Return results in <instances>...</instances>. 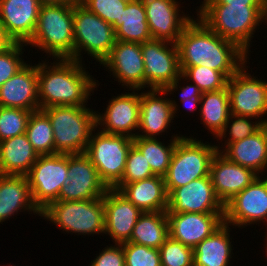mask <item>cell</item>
<instances>
[{
  "instance_id": "6da1fadb",
  "label": "cell",
  "mask_w": 267,
  "mask_h": 266,
  "mask_svg": "<svg viewBox=\"0 0 267 266\" xmlns=\"http://www.w3.org/2000/svg\"><path fill=\"white\" fill-rule=\"evenodd\" d=\"M176 45L180 67H208L227 79L250 60L235 42L220 37L198 17L184 27Z\"/></svg>"
},
{
  "instance_id": "7a4b0ae2",
  "label": "cell",
  "mask_w": 267,
  "mask_h": 266,
  "mask_svg": "<svg viewBox=\"0 0 267 266\" xmlns=\"http://www.w3.org/2000/svg\"><path fill=\"white\" fill-rule=\"evenodd\" d=\"M52 60L50 63L48 59L38 61L40 109L64 105L89 106L88 100L100 83L89 73L85 63L74 59Z\"/></svg>"
},
{
  "instance_id": "3957f363",
  "label": "cell",
  "mask_w": 267,
  "mask_h": 266,
  "mask_svg": "<svg viewBox=\"0 0 267 266\" xmlns=\"http://www.w3.org/2000/svg\"><path fill=\"white\" fill-rule=\"evenodd\" d=\"M197 7L195 14L210 30L224 39L235 42L251 56L253 38L263 23V5L200 3V7Z\"/></svg>"
},
{
  "instance_id": "277c9868",
  "label": "cell",
  "mask_w": 267,
  "mask_h": 266,
  "mask_svg": "<svg viewBox=\"0 0 267 266\" xmlns=\"http://www.w3.org/2000/svg\"><path fill=\"white\" fill-rule=\"evenodd\" d=\"M47 59H74L73 4L41 5L35 32L26 43Z\"/></svg>"
},
{
  "instance_id": "5b68a950",
  "label": "cell",
  "mask_w": 267,
  "mask_h": 266,
  "mask_svg": "<svg viewBox=\"0 0 267 266\" xmlns=\"http://www.w3.org/2000/svg\"><path fill=\"white\" fill-rule=\"evenodd\" d=\"M54 133L55 154L84 153L96 129V110L87 106H53L42 109Z\"/></svg>"
},
{
  "instance_id": "8992f818",
  "label": "cell",
  "mask_w": 267,
  "mask_h": 266,
  "mask_svg": "<svg viewBox=\"0 0 267 266\" xmlns=\"http://www.w3.org/2000/svg\"><path fill=\"white\" fill-rule=\"evenodd\" d=\"M41 219L54 224L63 233L77 236L104 235L103 197L81 201H55L41 211ZM65 231V232H64ZM72 232V233H71Z\"/></svg>"
},
{
  "instance_id": "52a82bcc",
  "label": "cell",
  "mask_w": 267,
  "mask_h": 266,
  "mask_svg": "<svg viewBox=\"0 0 267 266\" xmlns=\"http://www.w3.org/2000/svg\"><path fill=\"white\" fill-rule=\"evenodd\" d=\"M185 135V136H184ZM176 143L167 174L165 188L169 194L174 188L209 176L212 158L217 152L214 143L184 134Z\"/></svg>"
},
{
  "instance_id": "ba28073f",
  "label": "cell",
  "mask_w": 267,
  "mask_h": 266,
  "mask_svg": "<svg viewBox=\"0 0 267 266\" xmlns=\"http://www.w3.org/2000/svg\"><path fill=\"white\" fill-rule=\"evenodd\" d=\"M74 60L83 63L88 54L99 64L110 54L116 42L115 30L79 1L73 4ZM85 53H84V52Z\"/></svg>"
},
{
  "instance_id": "9c48e42d",
  "label": "cell",
  "mask_w": 267,
  "mask_h": 266,
  "mask_svg": "<svg viewBox=\"0 0 267 266\" xmlns=\"http://www.w3.org/2000/svg\"><path fill=\"white\" fill-rule=\"evenodd\" d=\"M132 145L133 139L126 135L107 134L98 129L92 132L85 153L108 188L121 180Z\"/></svg>"
},
{
  "instance_id": "30bf717a",
  "label": "cell",
  "mask_w": 267,
  "mask_h": 266,
  "mask_svg": "<svg viewBox=\"0 0 267 266\" xmlns=\"http://www.w3.org/2000/svg\"><path fill=\"white\" fill-rule=\"evenodd\" d=\"M249 60L227 81L230 113L267 124V82L251 75ZM248 64V65H247ZM266 117V118H265Z\"/></svg>"
},
{
  "instance_id": "8fae6325",
  "label": "cell",
  "mask_w": 267,
  "mask_h": 266,
  "mask_svg": "<svg viewBox=\"0 0 267 266\" xmlns=\"http://www.w3.org/2000/svg\"><path fill=\"white\" fill-rule=\"evenodd\" d=\"M68 154L40 155L26 174L31 198L41 212L58 201L62 186L68 182Z\"/></svg>"
},
{
  "instance_id": "7c38bea8",
  "label": "cell",
  "mask_w": 267,
  "mask_h": 266,
  "mask_svg": "<svg viewBox=\"0 0 267 266\" xmlns=\"http://www.w3.org/2000/svg\"><path fill=\"white\" fill-rule=\"evenodd\" d=\"M267 224V175H259L224 205V223L234 229Z\"/></svg>"
},
{
  "instance_id": "4fadbf2b",
  "label": "cell",
  "mask_w": 267,
  "mask_h": 266,
  "mask_svg": "<svg viewBox=\"0 0 267 266\" xmlns=\"http://www.w3.org/2000/svg\"><path fill=\"white\" fill-rule=\"evenodd\" d=\"M126 91L128 92L111 96L107 101V107L104 108L105 111H95L96 129L103 133L126 135L133 139L137 136L140 122L141 90L127 89Z\"/></svg>"
},
{
  "instance_id": "5bb4252c",
  "label": "cell",
  "mask_w": 267,
  "mask_h": 266,
  "mask_svg": "<svg viewBox=\"0 0 267 266\" xmlns=\"http://www.w3.org/2000/svg\"><path fill=\"white\" fill-rule=\"evenodd\" d=\"M141 51L146 90L164 89L182 74L175 43L152 39L141 43Z\"/></svg>"
},
{
  "instance_id": "9a60e30c",
  "label": "cell",
  "mask_w": 267,
  "mask_h": 266,
  "mask_svg": "<svg viewBox=\"0 0 267 266\" xmlns=\"http://www.w3.org/2000/svg\"><path fill=\"white\" fill-rule=\"evenodd\" d=\"M67 176L68 182L62 186L58 201L93 200L103 197L109 189L85 152L68 154Z\"/></svg>"
},
{
  "instance_id": "2e32d148",
  "label": "cell",
  "mask_w": 267,
  "mask_h": 266,
  "mask_svg": "<svg viewBox=\"0 0 267 266\" xmlns=\"http://www.w3.org/2000/svg\"><path fill=\"white\" fill-rule=\"evenodd\" d=\"M101 65L112 75L108 76L113 77L124 90L129 88L145 91V67L141 43L116 40L110 54L99 66Z\"/></svg>"
},
{
  "instance_id": "e0dca14e",
  "label": "cell",
  "mask_w": 267,
  "mask_h": 266,
  "mask_svg": "<svg viewBox=\"0 0 267 266\" xmlns=\"http://www.w3.org/2000/svg\"><path fill=\"white\" fill-rule=\"evenodd\" d=\"M166 213L224 214V205L217 198L210 176L174 188L168 194Z\"/></svg>"
},
{
  "instance_id": "ac0fdd59",
  "label": "cell",
  "mask_w": 267,
  "mask_h": 266,
  "mask_svg": "<svg viewBox=\"0 0 267 266\" xmlns=\"http://www.w3.org/2000/svg\"><path fill=\"white\" fill-rule=\"evenodd\" d=\"M149 30L154 40L177 43L184 27L193 17L181 11L180 0H142Z\"/></svg>"
},
{
  "instance_id": "d6986e66",
  "label": "cell",
  "mask_w": 267,
  "mask_h": 266,
  "mask_svg": "<svg viewBox=\"0 0 267 266\" xmlns=\"http://www.w3.org/2000/svg\"><path fill=\"white\" fill-rule=\"evenodd\" d=\"M174 119V109L163 89L141 90L140 122L136 137L155 138L170 133ZM140 132V133H139Z\"/></svg>"
},
{
  "instance_id": "ffe728a7",
  "label": "cell",
  "mask_w": 267,
  "mask_h": 266,
  "mask_svg": "<svg viewBox=\"0 0 267 266\" xmlns=\"http://www.w3.org/2000/svg\"><path fill=\"white\" fill-rule=\"evenodd\" d=\"M105 231L113 244H123L130 240L133 228L143 214L118 190L109 188L103 196Z\"/></svg>"
},
{
  "instance_id": "44dd1931",
  "label": "cell",
  "mask_w": 267,
  "mask_h": 266,
  "mask_svg": "<svg viewBox=\"0 0 267 266\" xmlns=\"http://www.w3.org/2000/svg\"><path fill=\"white\" fill-rule=\"evenodd\" d=\"M169 236L194 249L224 224V214L166 213Z\"/></svg>"
},
{
  "instance_id": "7402d4cb",
  "label": "cell",
  "mask_w": 267,
  "mask_h": 266,
  "mask_svg": "<svg viewBox=\"0 0 267 266\" xmlns=\"http://www.w3.org/2000/svg\"><path fill=\"white\" fill-rule=\"evenodd\" d=\"M40 8L38 0H0V25L13 42L26 44L35 32Z\"/></svg>"
},
{
  "instance_id": "603a6c76",
  "label": "cell",
  "mask_w": 267,
  "mask_h": 266,
  "mask_svg": "<svg viewBox=\"0 0 267 266\" xmlns=\"http://www.w3.org/2000/svg\"><path fill=\"white\" fill-rule=\"evenodd\" d=\"M209 176L217 198L225 205L259 175L216 152L211 161Z\"/></svg>"
},
{
  "instance_id": "cb8c5ba5",
  "label": "cell",
  "mask_w": 267,
  "mask_h": 266,
  "mask_svg": "<svg viewBox=\"0 0 267 266\" xmlns=\"http://www.w3.org/2000/svg\"><path fill=\"white\" fill-rule=\"evenodd\" d=\"M27 63L0 87V106L27 111L40 110L38 63Z\"/></svg>"
},
{
  "instance_id": "d4e9b609",
  "label": "cell",
  "mask_w": 267,
  "mask_h": 266,
  "mask_svg": "<svg viewBox=\"0 0 267 266\" xmlns=\"http://www.w3.org/2000/svg\"><path fill=\"white\" fill-rule=\"evenodd\" d=\"M22 211L41 216L32 201L27 176L0 175V224Z\"/></svg>"
},
{
  "instance_id": "484cf974",
  "label": "cell",
  "mask_w": 267,
  "mask_h": 266,
  "mask_svg": "<svg viewBox=\"0 0 267 266\" xmlns=\"http://www.w3.org/2000/svg\"><path fill=\"white\" fill-rule=\"evenodd\" d=\"M220 153L228 160L252 169L258 175L267 174V124L253 135L227 144Z\"/></svg>"
},
{
  "instance_id": "4316f807",
  "label": "cell",
  "mask_w": 267,
  "mask_h": 266,
  "mask_svg": "<svg viewBox=\"0 0 267 266\" xmlns=\"http://www.w3.org/2000/svg\"><path fill=\"white\" fill-rule=\"evenodd\" d=\"M119 192L143 213L167 211L168 194L162 176L155 175L148 179L127 183Z\"/></svg>"
},
{
  "instance_id": "83f0119b",
  "label": "cell",
  "mask_w": 267,
  "mask_h": 266,
  "mask_svg": "<svg viewBox=\"0 0 267 266\" xmlns=\"http://www.w3.org/2000/svg\"><path fill=\"white\" fill-rule=\"evenodd\" d=\"M231 227L224 223L193 249V266H232L234 247Z\"/></svg>"
},
{
  "instance_id": "f1b7e54d",
  "label": "cell",
  "mask_w": 267,
  "mask_h": 266,
  "mask_svg": "<svg viewBox=\"0 0 267 266\" xmlns=\"http://www.w3.org/2000/svg\"><path fill=\"white\" fill-rule=\"evenodd\" d=\"M39 155L26 134L0 142V175H26Z\"/></svg>"
},
{
  "instance_id": "f546056e",
  "label": "cell",
  "mask_w": 267,
  "mask_h": 266,
  "mask_svg": "<svg viewBox=\"0 0 267 266\" xmlns=\"http://www.w3.org/2000/svg\"><path fill=\"white\" fill-rule=\"evenodd\" d=\"M199 107L200 124H203L214 139L224 129L230 115L229 93L227 86L218 91L204 92Z\"/></svg>"
},
{
  "instance_id": "4dcf8cb0",
  "label": "cell",
  "mask_w": 267,
  "mask_h": 266,
  "mask_svg": "<svg viewBox=\"0 0 267 266\" xmlns=\"http://www.w3.org/2000/svg\"><path fill=\"white\" fill-rule=\"evenodd\" d=\"M122 24L115 30L121 42L144 43L152 40L142 0H130L121 15Z\"/></svg>"
},
{
  "instance_id": "1f68e13d",
  "label": "cell",
  "mask_w": 267,
  "mask_h": 266,
  "mask_svg": "<svg viewBox=\"0 0 267 266\" xmlns=\"http://www.w3.org/2000/svg\"><path fill=\"white\" fill-rule=\"evenodd\" d=\"M168 237L169 224L166 212H146L137 220L128 242L159 249Z\"/></svg>"
},
{
  "instance_id": "d6a6232c",
  "label": "cell",
  "mask_w": 267,
  "mask_h": 266,
  "mask_svg": "<svg viewBox=\"0 0 267 266\" xmlns=\"http://www.w3.org/2000/svg\"><path fill=\"white\" fill-rule=\"evenodd\" d=\"M182 136L177 133L173 134L167 142L160 138L135 137L133 138V145L144 155L145 160L150 164L152 172L155 175L164 177L168 172L176 143Z\"/></svg>"
},
{
  "instance_id": "836d02e7",
  "label": "cell",
  "mask_w": 267,
  "mask_h": 266,
  "mask_svg": "<svg viewBox=\"0 0 267 266\" xmlns=\"http://www.w3.org/2000/svg\"><path fill=\"white\" fill-rule=\"evenodd\" d=\"M25 134L39 156L55 154L53 128L43 110L31 112Z\"/></svg>"
},
{
  "instance_id": "e575fe53",
  "label": "cell",
  "mask_w": 267,
  "mask_h": 266,
  "mask_svg": "<svg viewBox=\"0 0 267 266\" xmlns=\"http://www.w3.org/2000/svg\"><path fill=\"white\" fill-rule=\"evenodd\" d=\"M262 126L263 124L255 118L230 113L228 121L225 123L224 129L216 138L218 143H215L217 152H220L221 148L223 149L227 144L240 141L244 138H247L248 136L253 135Z\"/></svg>"
},
{
  "instance_id": "d590c367",
  "label": "cell",
  "mask_w": 267,
  "mask_h": 266,
  "mask_svg": "<svg viewBox=\"0 0 267 266\" xmlns=\"http://www.w3.org/2000/svg\"><path fill=\"white\" fill-rule=\"evenodd\" d=\"M181 81L183 83V86H182ZM179 84H181V85H179ZM185 84H186V86H185ZM163 90L167 93L168 96L174 95V92L176 93V91L180 90L178 92L180 94L179 95L180 99H179V101H177V102H181V103H179L180 105H178V103L173 98L170 99V102H171L173 109H174V118L175 117L179 118L178 117L179 116L178 113L180 112L179 109L183 106H184L183 108L190 111V113L192 112L194 114L195 112H197V109H198L197 113H199V106L200 105H198V104H200L202 92L199 90L198 86L195 83L189 81L183 74H181L173 83L167 85ZM181 104H182V106H181ZM196 107H197V109H196ZM177 110H179V111H177Z\"/></svg>"
},
{
  "instance_id": "8d00e7d4",
  "label": "cell",
  "mask_w": 267,
  "mask_h": 266,
  "mask_svg": "<svg viewBox=\"0 0 267 266\" xmlns=\"http://www.w3.org/2000/svg\"><path fill=\"white\" fill-rule=\"evenodd\" d=\"M182 74L204 92L218 91L227 86L228 79L219 71L204 66L180 67Z\"/></svg>"
},
{
  "instance_id": "74e56055",
  "label": "cell",
  "mask_w": 267,
  "mask_h": 266,
  "mask_svg": "<svg viewBox=\"0 0 267 266\" xmlns=\"http://www.w3.org/2000/svg\"><path fill=\"white\" fill-rule=\"evenodd\" d=\"M31 112L0 106V142L24 134Z\"/></svg>"
},
{
  "instance_id": "f35d334b",
  "label": "cell",
  "mask_w": 267,
  "mask_h": 266,
  "mask_svg": "<svg viewBox=\"0 0 267 266\" xmlns=\"http://www.w3.org/2000/svg\"><path fill=\"white\" fill-rule=\"evenodd\" d=\"M155 176L150 164L145 160L144 155L132 145L128 151L126 166L121 180L113 187L120 190L125 184L148 179Z\"/></svg>"
},
{
  "instance_id": "ab89813d",
  "label": "cell",
  "mask_w": 267,
  "mask_h": 266,
  "mask_svg": "<svg viewBox=\"0 0 267 266\" xmlns=\"http://www.w3.org/2000/svg\"><path fill=\"white\" fill-rule=\"evenodd\" d=\"M130 0H79L92 13L98 15L116 30L121 24V15Z\"/></svg>"
},
{
  "instance_id": "60d3db41",
  "label": "cell",
  "mask_w": 267,
  "mask_h": 266,
  "mask_svg": "<svg viewBox=\"0 0 267 266\" xmlns=\"http://www.w3.org/2000/svg\"><path fill=\"white\" fill-rule=\"evenodd\" d=\"M25 47V43L13 42L0 52V87L27 64L23 59Z\"/></svg>"
},
{
  "instance_id": "b9f144b4",
  "label": "cell",
  "mask_w": 267,
  "mask_h": 266,
  "mask_svg": "<svg viewBox=\"0 0 267 266\" xmlns=\"http://www.w3.org/2000/svg\"><path fill=\"white\" fill-rule=\"evenodd\" d=\"M161 266H193V249L170 236L159 248Z\"/></svg>"
},
{
  "instance_id": "7bdbcfd3",
  "label": "cell",
  "mask_w": 267,
  "mask_h": 266,
  "mask_svg": "<svg viewBox=\"0 0 267 266\" xmlns=\"http://www.w3.org/2000/svg\"><path fill=\"white\" fill-rule=\"evenodd\" d=\"M122 246L125 266H161L159 249L133 242H125Z\"/></svg>"
},
{
  "instance_id": "ee69618b",
  "label": "cell",
  "mask_w": 267,
  "mask_h": 266,
  "mask_svg": "<svg viewBox=\"0 0 267 266\" xmlns=\"http://www.w3.org/2000/svg\"><path fill=\"white\" fill-rule=\"evenodd\" d=\"M109 245V246H108ZM99 251L88 266H125V257L122 244H108Z\"/></svg>"
},
{
  "instance_id": "f6af8a7d",
  "label": "cell",
  "mask_w": 267,
  "mask_h": 266,
  "mask_svg": "<svg viewBox=\"0 0 267 266\" xmlns=\"http://www.w3.org/2000/svg\"><path fill=\"white\" fill-rule=\"evenodd\" d=\"M202 4L263 5L262 0H203Z\"/></svg>"
},
{
  "instance_id": "bcb514c9",
  "label": "cell",
  "mask_w": 267,
  "mask_h": 266,
  "mask_svg": "<svg viewBox=\"0 0 267 266\" xmlns=\"http://www.w3.org/2000/svg\"><path fill=\"white\" fill-rule=\"evenodd\" d=\"M13 41L6 35L5 30L0 25V52L9 47Z\"/></svg>"
},
{
  "instance_id": "7dc6e473",
  "label": "cell",
  "mask_w": 267,
  "mask_h": 266,
  "mask_svg": "<svg viewBox=\"0 0 267 266\" xmlns=\"http://www.w3.org/2000/svg\"><path fill=\"white\" fill-rule=\"evenodd\" d=\"M41 5L74 4L79 0H38Z\"/></svg>"
},
{
  "instance_id": "c3c4849f",
  "label": "cell",
  "mask_w": 267,
  "mask_h": 266,
  "mask_svg": "<svg viewBox=\"0 0 267 266\" xmlns=\"http://www.w3.org/2000/svg\"><path fill=\"white\" fill-rule=\"evenodd\" d=\"M262 22H264L263 24L265 25V28H267V2L263 4Z\"/></svg>"
},
{
  "instance_id": "681fc988",
  "label": "cell",
  "mask_w": 267,
  "mask_h": 266,
  "mask_svg": "<svg viewBox=\"0 0 267 266\" xmlns=\"http://www.w3.org/2000/svg\"><path fill=\"white\" fill-rule=\"evenodd\" d=\"M265 239H266V243H265L263 246L266 247V249H265V250H266V251H265L266 253H265V254L267 255V238H265Z\"/></svg>"
},
{
  "instance_id": "f907efd6",
  "label": "cell",
  "mask_w": 267,
  "mask_h": 266,
  "mask_svg": "<svg viewBox=\"0 0 267 266\" xmlns=\"http://www.w3.org/2000/svg\"><path fill=\"white\" fill-rule=\"evenodd\" d=\"M265 228L267 229V224L265 225ZM267 238V230H266V233H265V236Z\"/></svg>"
},
{
  "instance_id": "816d5d0a",
  "label": "cell",
  "mask_w": 267,
  "mask_h": 266,
  "mask_svg": "<svg viewBox=\"0 0 267 266\" xmlns=\"http://www.w3.org/2000/svg\"><path fill=\"white\" fill-rule=\"evenodd\" d=\"M1 266H5V264L4 265H1ZM8 266H15V265H13V264L11 265V263H10V264H8Z\"/></svg>"
}]
</instances>
